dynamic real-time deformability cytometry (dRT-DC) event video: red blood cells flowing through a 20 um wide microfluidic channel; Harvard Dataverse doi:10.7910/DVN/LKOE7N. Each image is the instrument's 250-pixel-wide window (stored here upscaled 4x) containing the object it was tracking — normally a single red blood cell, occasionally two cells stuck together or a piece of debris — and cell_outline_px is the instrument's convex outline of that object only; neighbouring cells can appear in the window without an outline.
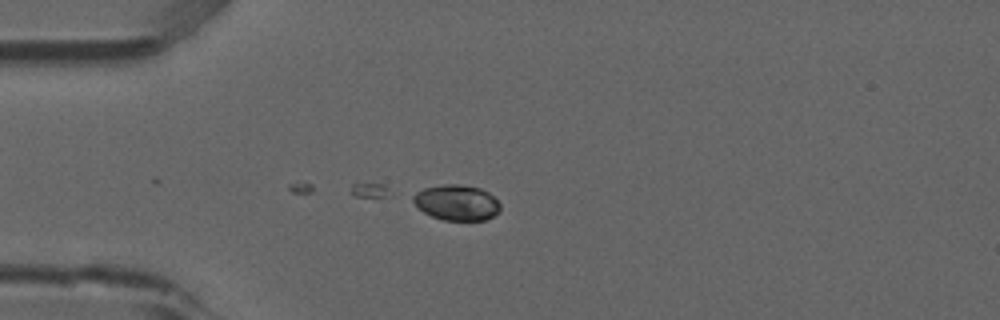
{"species": "common noctule bat (a hibernating species)", "species_latin": "Nyctalus noctula", "temperature_condition": "room temperature", "stored_images_in_passage": 6, "camera_frame_rate_fps": 3000, "um_per_image_px": 0.085, "animal": {"sex": "male", "forearm_length_mm": 52.5}, "frame": {"image": 1, "passage_image": 4, "time_ms": 1.0, "image_size_px": [1000, 320], "cell_outline_px": [[500, 212], [484, 220], [444, 220], [432, 216], [424, 212], [408, 196], [424, 188], [444, 184], [460, 184], [480, 188], [488, 192], [500, 204]], "centroid_in_image_um": [38.8, 17.21], "position_along_channel_um": 46.2, "area_um2": 18.03}}
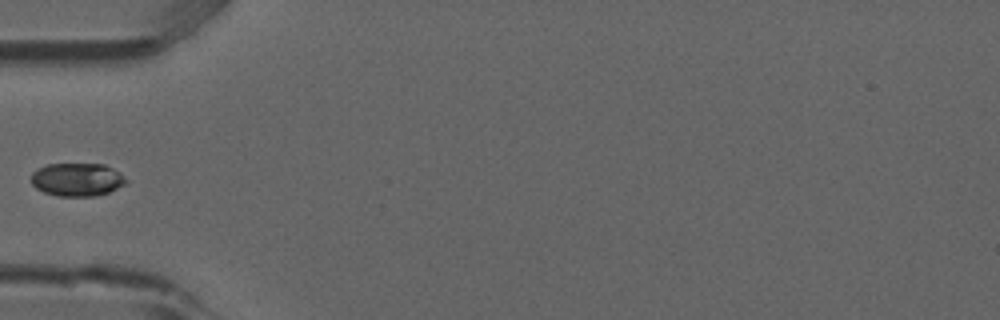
{"frame": {"image": 2, "passage_image": 5, "time_ms": 1.333, "image_size_px": [1000, 320], "cell_outline_px": [[128, 180], [124, 184], [108, 192], [96, 196], [56, 196], [44, 192], [36, 188], [32, 184], [32, 172], [36, 168], [48, 164], [104, 164], [120, 172]], "centroid_in_image_um": [6.54, 15.26], "position_along_channel_um": 78.5, "area_um2": 18.38}}
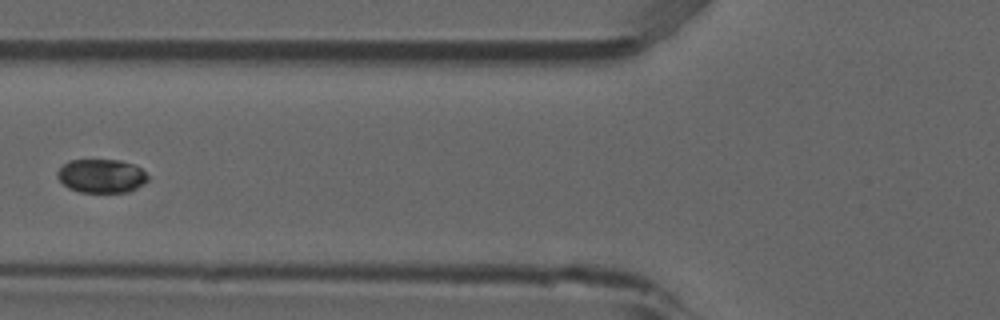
{"frame": {"image": 3, "passage_image": 6, "time_ms": 1.667, "image_size_px": [1000, 320], "cell_outline_px": [[148, 180], [136, 188], [128, 192], [80, 192], [68, 188], [56, 176], [56, 172], [64, 164], [72, 160], [120, 160], [132, 164], [140, 168], [148, 176]], "centroid_in_image_um": [8.61, 14.96], "position_along_channel_um": 117.2, "area_um2": 17.63}}